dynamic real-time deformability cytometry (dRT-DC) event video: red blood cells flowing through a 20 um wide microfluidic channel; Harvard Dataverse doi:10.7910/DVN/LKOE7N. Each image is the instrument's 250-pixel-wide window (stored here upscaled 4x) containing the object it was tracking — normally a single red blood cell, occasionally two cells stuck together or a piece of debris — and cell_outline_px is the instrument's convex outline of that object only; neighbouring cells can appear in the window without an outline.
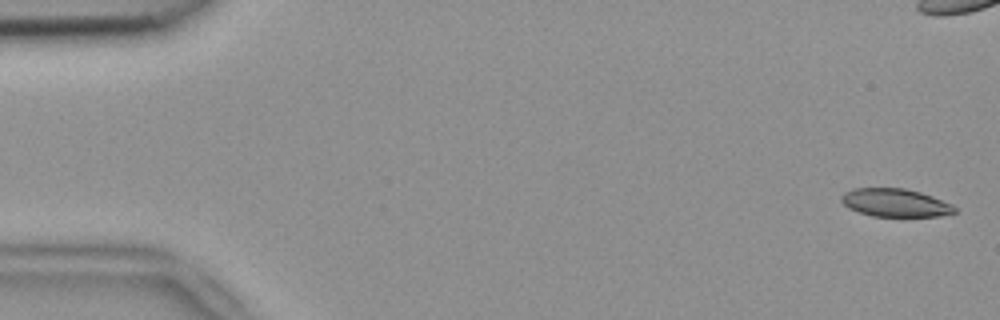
{"species": "common noctule bat (a hibernating species)", "species_latin": "Nyctalus noctula", "temperature_condition": "room temperature", "stored_images_in_passage": 7, "camera_frame_rate_fps": 3000, "um_per_image_px": 0.085, "animal": {"sex": "female", "body_mass_g": 18.4}, "frame": {"image": 1, "passage_image": 1, "time_ms": 0.0, "image_size_px": [1000, 320], "cell_outline_px": [[956, 212], [940, 216], [872, 216], [848, 208], [840, 200], [840, 196], [844, 192], [852, 188], [904, 188], [920, 192], [932, 196], [952, 204], [956, 208]], "centroid_in_image_um": [76.07, 17.22], "position_along_channel_um": 8.9, "area_um2": 18.55}}
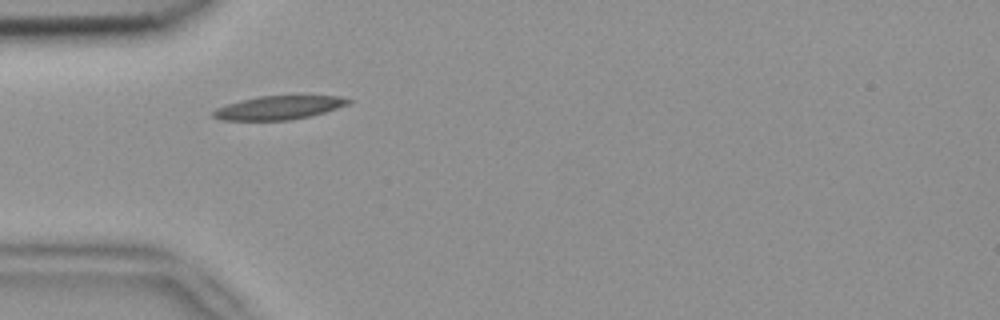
{"frame": {"image": 2, "passage_image": 6, "time_ms": 1.667, "image_size_px": [1000, 320], "cell_outline_px": [[352, 100], [348, 104], [324, 112], [308, 116], [288, 120], [220, 120], [212, 116], [212, 112], [216, 108], [240, 100], [260, 96], [340, 96]], "centroid_in_image_um": [23.65, 9.15], "position_along_channel_um": 61.3, "area_um2": 18.32}}